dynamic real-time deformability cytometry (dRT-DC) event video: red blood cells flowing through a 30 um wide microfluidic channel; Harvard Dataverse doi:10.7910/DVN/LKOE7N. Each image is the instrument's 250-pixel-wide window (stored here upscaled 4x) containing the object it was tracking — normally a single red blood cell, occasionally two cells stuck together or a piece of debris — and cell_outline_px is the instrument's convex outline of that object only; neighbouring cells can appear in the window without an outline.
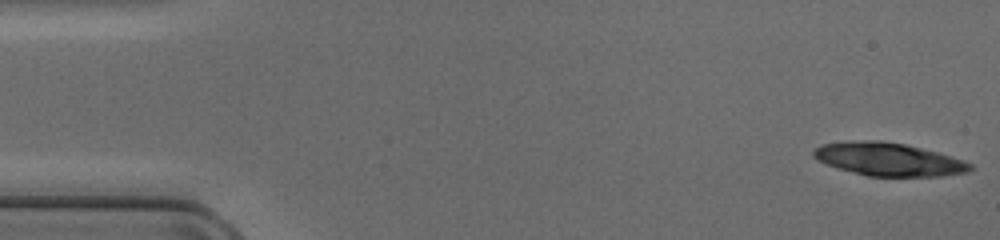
{"species": "common noctule bat (a hibernating species)", "species_latin": "Nyctalus noctula", "temperature_condition": "cold", "stored_images_in_passage": 14, "camera_frame_rate_fps": 3000, "um_per_image_px": 0.085, "animal": {"sex": "female", "body_mass_g": 17.0, "forearm_length_mm": 48.0}, "frame": {"image": 1, "passage_image": 1, "time_ms": 0.0, "image_size_px": [1000, 240], "cell_outline_px": [[972, 168], [968, 172], [944, 176], [868, 176], [836, 168], [812, 156], [812, 152], [820, 144], [852, 140], [880, 140], [904, 144], [952, 156], [964, 160], [972, 164]], "centroid_in_image_um": [75.52, 13.54], "position_along_channel_um": 9.5, "area_um2": 30.17}}